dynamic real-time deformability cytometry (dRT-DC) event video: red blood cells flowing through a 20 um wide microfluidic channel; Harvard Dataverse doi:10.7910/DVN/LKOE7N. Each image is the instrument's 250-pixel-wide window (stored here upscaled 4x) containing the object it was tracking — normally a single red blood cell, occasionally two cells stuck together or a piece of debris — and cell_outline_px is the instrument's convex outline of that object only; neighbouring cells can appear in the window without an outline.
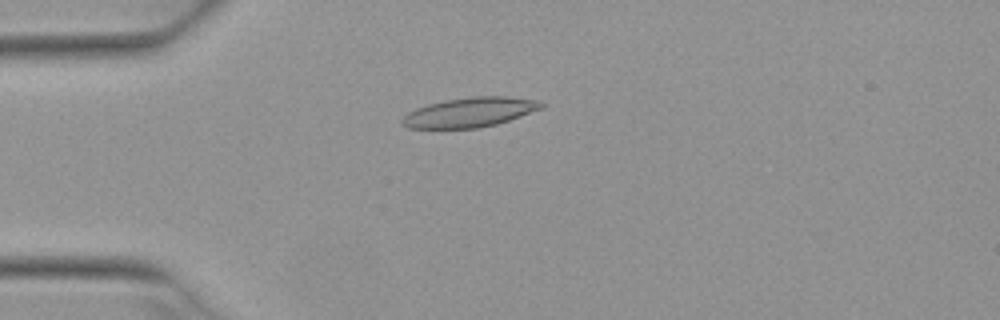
{"species": "Egyptian fruit bat (a non-hibernating species)", "species_latin": "Rousettus aegyptiacus", "temperature_condition": "warm", "stored_images_in_passage": 5, "camera_frame_rate_fps": 3000, "um_per_image_px": 0.085, "animal": {"sex": "female"}, "frame": {"image": 1, "passage_image": 4, "time_ms": 1.0, "image_size_px": [1000, 320], "cell_outline_px": [[544, 108], [496, 124], [480, 128], [408, 128], [400, 124], [400, 120], [408, 112], [416, 108], [428, 104], [444, 100], [472, 96], [508, 96], [540, 100], [544, 104]], "centroid_in_image_um": [39.94, 9.54], "position_along_channel_um": 45.1, "area_um2": 24.22}}